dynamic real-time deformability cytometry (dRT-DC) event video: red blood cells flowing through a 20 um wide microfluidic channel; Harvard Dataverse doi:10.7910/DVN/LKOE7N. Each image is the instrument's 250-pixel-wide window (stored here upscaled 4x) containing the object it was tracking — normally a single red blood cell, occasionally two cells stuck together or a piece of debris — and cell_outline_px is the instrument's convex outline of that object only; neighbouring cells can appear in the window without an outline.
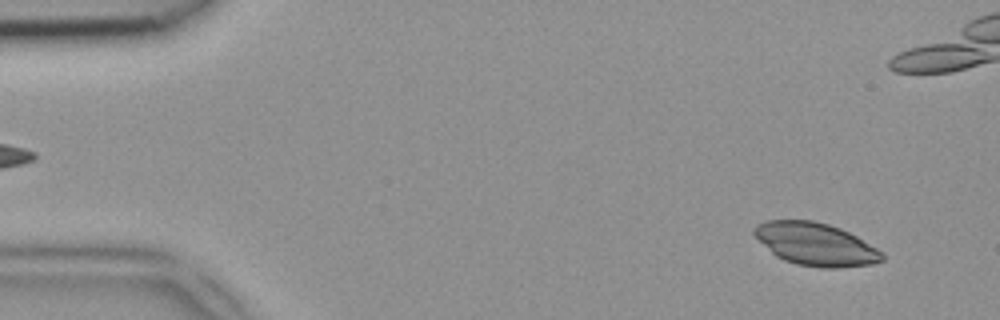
{"species": "common noctule bat (a hibernating species)", "species_latin": "Nyctalus noctula", "temperature_condition": "room temperature", "stored_images_in_passage": 48, "camera_frame_rate_fps": 3000, "um_per_image_px": 0.085, "animal": {"sex": "female", "body_mass_g": 18.4}, "frame": {"image": 1, "passage_image": 3, "time_ms": 0.667, "image_size_px": [1000, 320], "cell_outline_px": [[884, 260], [872, 264], [836, 268], [820, 268], [796, 264], [784, 260], [776, 256], [752, 232], [752, 228], [756, 224], [768, 220], [812, 220], [828, 224], [840, 228], [856, 236], [876, 248], [884, 256]], "centroid_in_image_um": [69.31, 20.75], "position_along_channel_um": 15.7, "area_um2": 31.62}}